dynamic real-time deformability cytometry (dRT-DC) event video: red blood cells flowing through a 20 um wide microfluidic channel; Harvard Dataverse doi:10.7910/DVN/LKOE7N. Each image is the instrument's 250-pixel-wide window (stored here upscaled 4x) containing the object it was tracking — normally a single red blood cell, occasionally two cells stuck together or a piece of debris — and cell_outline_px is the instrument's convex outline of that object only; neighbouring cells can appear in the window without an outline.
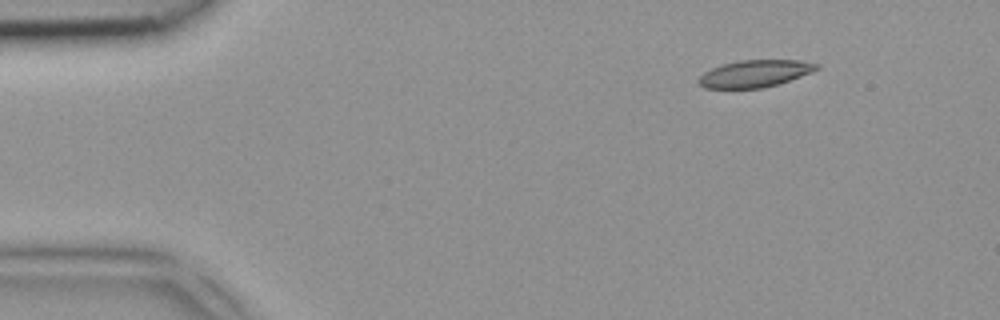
{"species": "common noctule bat (a hibernating species)", "species_latin": "Nyctalus noctula", "temperature_condition": "room temperature", "stored_images_in_passage": 3, "camera_frame_rate_fps": 3000, "um_per_image_px": 0.085, "animal": {"sex": "female", "body_mass_g": 18.4}, "frame": {"image": 1, "passage_image": 1, "time_ms": 0.0, "image_size_px": [1000, 320], "cell_outline_px": [[820, 68], [812, 72], [764, 88], [704, 88], [696, 80], [704, 72], [712, 68], [724, 64], [740, 60], [800, 60], [820, 64]], "centroid_in_image_um": [64.17, 6.25], "position_along_channel_um": 20.8, "area_um2": 18.5}}
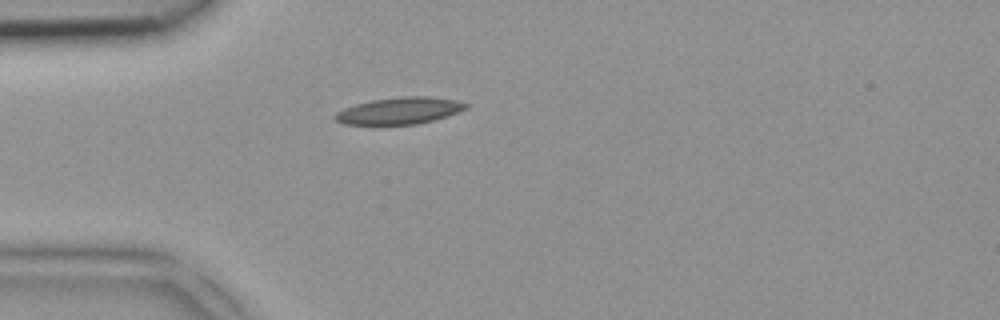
{"frame": {"image": 2, "passage_image": 3, "time_ms": 0.667, "image_size_px": [1000, 320], "cell_outline_px": [[468, 108], [432, 120], [416, 124], [344, 124], [336, 120], [332, 116], [336, 112], [344, 108], [356, 104], [372, 100], [404, 96], [428, 96], [452, 100], [468, 104]], "centroid_in_image_um": [33.9, 9.41], "position_along_channel_um": 51.1, "area_um2": 20.0}}